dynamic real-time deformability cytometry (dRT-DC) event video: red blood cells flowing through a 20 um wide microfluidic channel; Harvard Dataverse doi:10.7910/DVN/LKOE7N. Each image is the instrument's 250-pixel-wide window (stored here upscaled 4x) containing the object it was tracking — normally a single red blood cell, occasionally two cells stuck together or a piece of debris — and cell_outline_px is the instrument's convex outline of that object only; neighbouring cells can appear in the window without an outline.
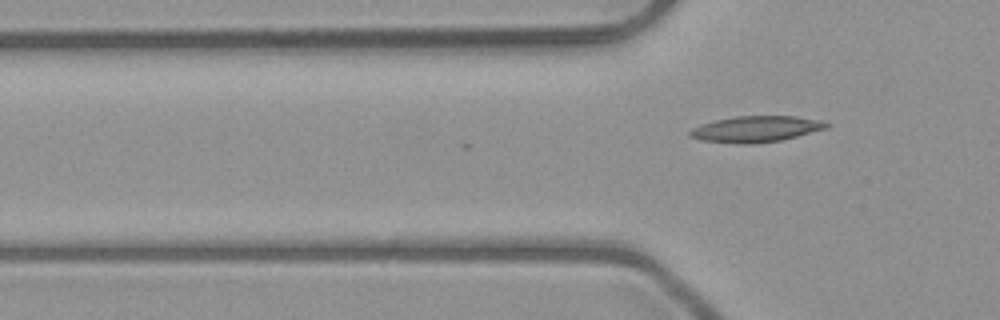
{"species": "common noctule bat (a hibernating species)", "species_latin": "Nyctalus noctula", "temperature_condition": "room temperature", "stored_images_in_passage": 2, "camera_frame_rate_fps": 3000, "um_per_image_px": 0.085, "animal": {"sex": "male", "body_mass_g": 23.1, "forearm_length_mm": 52.7}, "frame": {"image": 1, "passage_image": 2, "time_ms": 0.333, "image_size_px": [1000, 320], "cell_outline_px": [[832, 124], [828, 128], [780, 140], [752, 144], [740, 144], [700, 140], [688, 136], [688, 132], [692, 128], [700, 124], [716, 120], [736, 116], [796, 116], [820, 120]], "centroid_in_image_um": [64.24, 10.97], "position_along_channel_um": 61.6, "area_um2": 20.81}}